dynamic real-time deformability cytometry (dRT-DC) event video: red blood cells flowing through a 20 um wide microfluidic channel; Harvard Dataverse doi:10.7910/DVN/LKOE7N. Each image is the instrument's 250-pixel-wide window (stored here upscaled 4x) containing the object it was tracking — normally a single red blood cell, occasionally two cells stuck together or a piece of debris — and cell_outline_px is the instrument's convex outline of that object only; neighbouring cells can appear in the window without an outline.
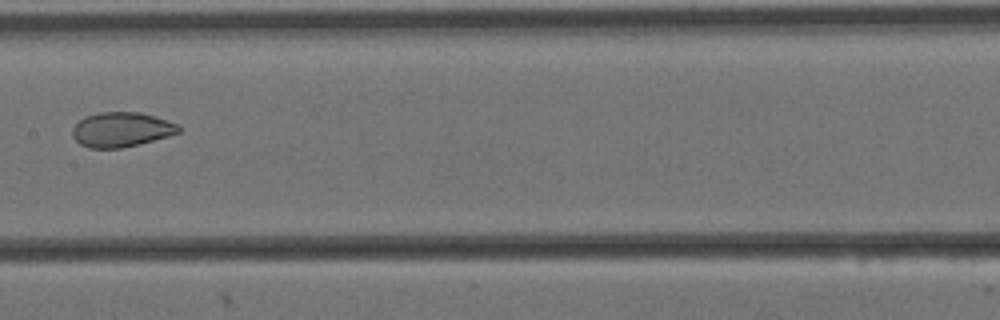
{"species": "Egyptian fruit bat (a non-hibernating species)", "species_latin": "Rousettus aegyptiacus", "temperature_condition": "cold", "stored_images_in_passage": 6, "camera_frame_rate_fps": 3000, "um_per_image_px": 0.085, "animal": {"sex": "female"}, "frame": {"image": 1, "passage_image": 4, "time_ms": 1.0, "image_size_px": [1000, 320], "cell_outline_px": [[180, 132], [168, 136], [120, 148], [88, 148], [80, 144], [72, 136], [72, 128], [84, 116], [100, 112], [140, 112], [176, 124], [180, 128]], "centroid_in_image_um": [10.25, 11.01], "position_along_channel_um": 197.1, "area_um2": 21.15}}
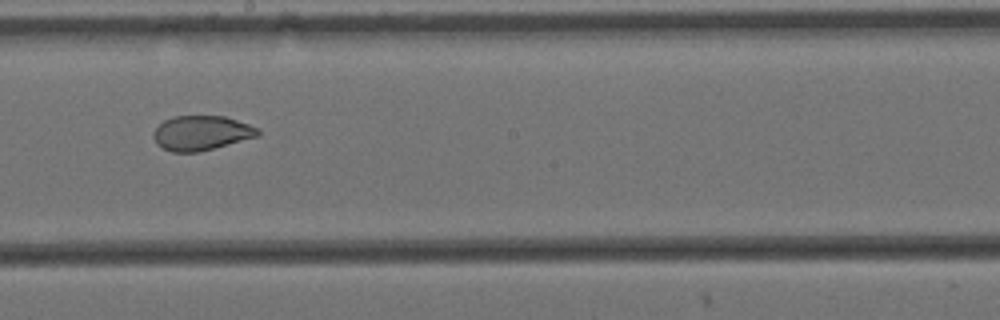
{"frame": {"image": 2, "passage_image": 5, "time_ms": 1.333, "image_size_px": [1000, 320], "cell_outline_px": [[260, 132], [256, 136], [212, 148], [196, 152], [172, 152], [156, 144], [152, 136], [156, 128], [164, 120], [176, 116], [224, 116], [260, 128]], "centroid_in_image_um": [17.08, 11.29], "position_along_channel_um": 231.1, "area_um2": 20.69}}
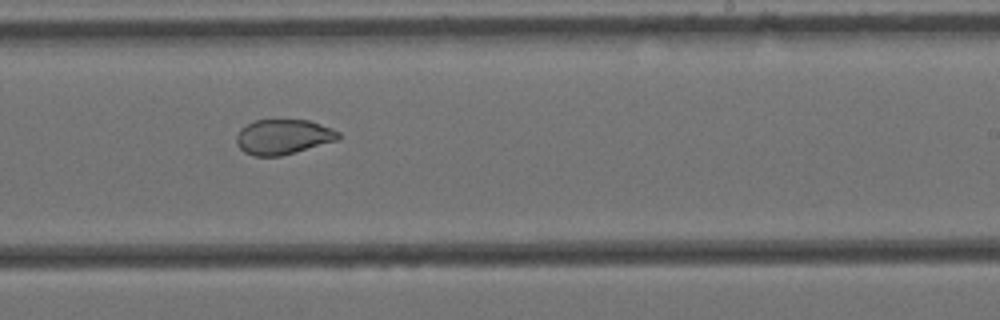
{"frame": {"image": 3, "passage_image": 6, "time_ms": 1.667, "image_size_px": [1000, 320], "cell_outline_px": [[340, 136], [336, 140], [280, 156], [252, 156], [244, 152], [236, 144], [236, 136], [240, 128], [256, 120], [308, 120], [332, 128], [340, 132]], "centroid_in_image_um": [24.03, 11.63], "position_along_channel_um": 265.0, "area_um2": 20.63}}